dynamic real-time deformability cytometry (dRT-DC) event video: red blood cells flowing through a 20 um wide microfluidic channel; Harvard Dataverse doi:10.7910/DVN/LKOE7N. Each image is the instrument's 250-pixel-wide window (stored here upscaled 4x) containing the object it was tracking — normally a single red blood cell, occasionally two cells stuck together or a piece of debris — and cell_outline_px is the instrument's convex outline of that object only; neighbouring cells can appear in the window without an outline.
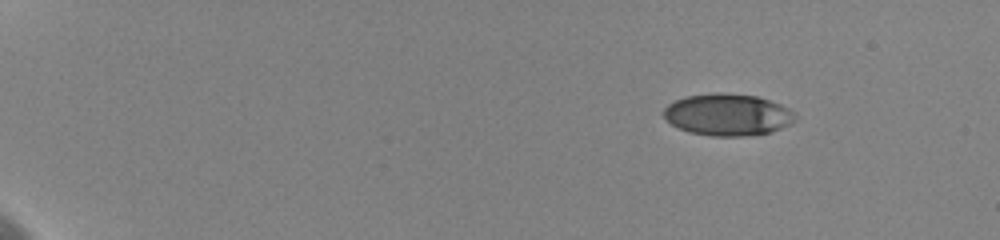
{"species": "human", "species_latin": "Homo sapiens", "temperature_condition": "cold", "stored_images_in_passage": 12, "camera_frame_rate_fps": 3000, "um_per_image_px": 0.085, "donor": {"sex": "female"}, "frame": {"image": 1, "passage_image": 1, "time_ms": 0.0, "image_size_px": [1000, 240], "cell_outline_px": [[796, 116], [788, 124], [780, 128], [768, 132], [748, 136], [712, 136], [688, 132], [672, 124], [660, 112], [668, 104], [684, 96], [716, 92], [756, 96], [780, 104], [796, 112]], "centroid_in_image_um": [61.81, 9.74], "position_along_channel_um": 23.2, "area_um2": 31.96}}